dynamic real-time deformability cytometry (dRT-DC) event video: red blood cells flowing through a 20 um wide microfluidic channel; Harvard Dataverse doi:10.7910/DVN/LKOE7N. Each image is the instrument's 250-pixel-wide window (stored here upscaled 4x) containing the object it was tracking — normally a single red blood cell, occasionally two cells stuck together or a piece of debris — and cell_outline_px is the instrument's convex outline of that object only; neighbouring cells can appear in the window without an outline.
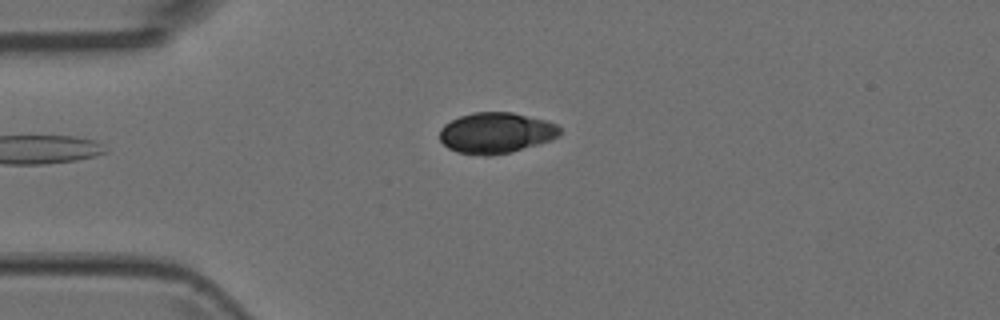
{"species": "Egyptian fruit bat (a non-hibernating species)", "species_latin": "Rousettus aegyptiacus", "temperature_condition": "room temperature", "stored_images_in_passage": 4, "camera_frame_rate_fps": 3000, "um_per_image_px": 0.085, "animal": {"sex": "female"}, "frame": {"image": 1, "passage_image": 4, "time_ms": 1.0, "image_size_px": [1000, 320], "cell_outline_px": [[560, 132], [556, 136], [548, 140], [536, 144], [508, 152], [488, 156], [484, 156], [456, 152], [448, 148], [440, 140], [440, 128], [444, 124], [460, 116], [472, 112], [512, 112], [544, 120], [556, 124], [560, 128]], "centroid_in_image_um": [42.09, 11.29], "position_along_channel_um": 42.9, "area_um2": 28.21}}